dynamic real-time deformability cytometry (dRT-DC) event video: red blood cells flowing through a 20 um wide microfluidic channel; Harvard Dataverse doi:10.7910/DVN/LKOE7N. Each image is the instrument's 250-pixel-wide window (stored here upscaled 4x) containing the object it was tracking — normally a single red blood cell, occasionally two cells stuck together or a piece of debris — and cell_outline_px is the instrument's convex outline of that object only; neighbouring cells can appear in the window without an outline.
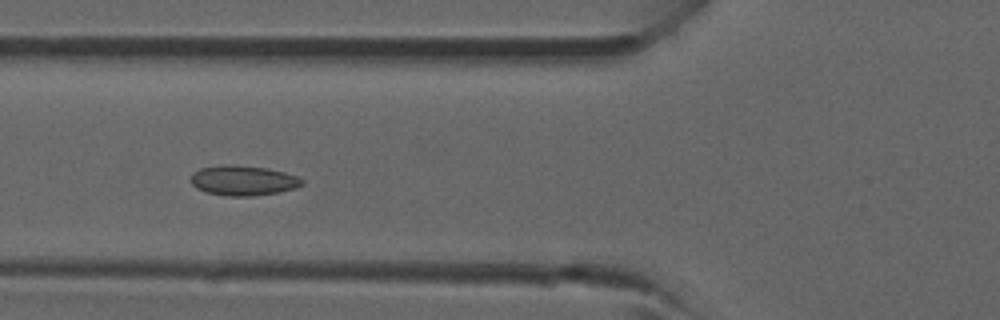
{"species": "common noctule bat (a hibernating species)", "species_latin": "Nyctalus noctula", "temperature_condition": "room temperature", "stored_images_in_passage": 4, "camera_frame_rate_fps": 3000, "um_per_image_px": 0.085, "animal": {"sex": "male", "forearm_length_mm": 52.5}, "frame": {"image": 1, "passage_image": 4, "time_ms": 3.333, "image_size_px": [1000, 320], "cell_outline_px": [[304, 184], [296, 188], [280, 192], [252, 196], [228, 196], [208, 192], [196, 188], [192, 184], [192, 172], [200, 168], [220, 164], [232, 164], [268, 168], [284, 172], [296, 176], [304, 180]], "centroid_in_image_um": [20.68, 15.33], "position_along_channel_um": 105.1, "area_um2": 19.59}}